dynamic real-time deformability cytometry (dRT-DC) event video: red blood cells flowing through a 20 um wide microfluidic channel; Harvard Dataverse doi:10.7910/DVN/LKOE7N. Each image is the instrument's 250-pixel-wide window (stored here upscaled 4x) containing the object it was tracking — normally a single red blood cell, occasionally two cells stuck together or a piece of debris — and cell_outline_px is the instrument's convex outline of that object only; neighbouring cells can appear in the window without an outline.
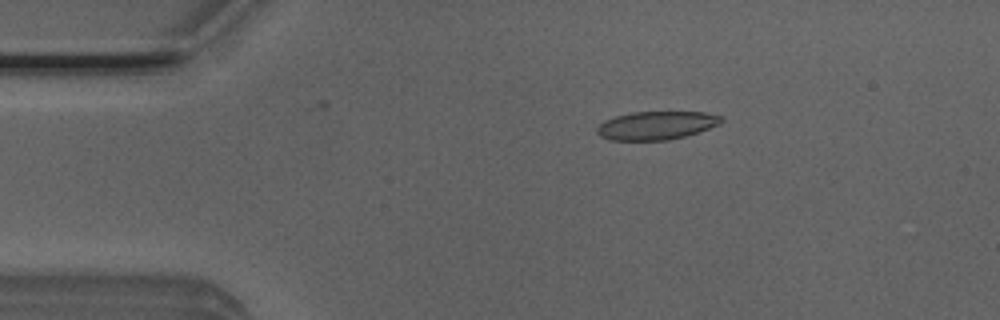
{"species": "Egyptian fruit bat (a non-hibernating species)", "species_latin": "Rousettus aegyptiacus", "temperature_condition": "room temperature", "stored_images_in_passage": 13, "camera_frame_rate_fps": 3000, "um_per_image_px": 0.085, "animal": {"sex": "male"}, "frame": {"image": 1, "passage_image": 9, "time_ms": 2.667, "image_size_px": [1000, 320], "cell_outline_px": [[724, 120], [720, 124], [684, 136], [668, 140], [608, 140], [600, 136], [596, 132], [596, 128], [604, 120], [616, 116], [632, 112], [704, 112], [724, 116]], "centroid_in_image_um": [55.78, 10.66], "position_along_channel_um": 29.2, "area_um2": 20.52}}